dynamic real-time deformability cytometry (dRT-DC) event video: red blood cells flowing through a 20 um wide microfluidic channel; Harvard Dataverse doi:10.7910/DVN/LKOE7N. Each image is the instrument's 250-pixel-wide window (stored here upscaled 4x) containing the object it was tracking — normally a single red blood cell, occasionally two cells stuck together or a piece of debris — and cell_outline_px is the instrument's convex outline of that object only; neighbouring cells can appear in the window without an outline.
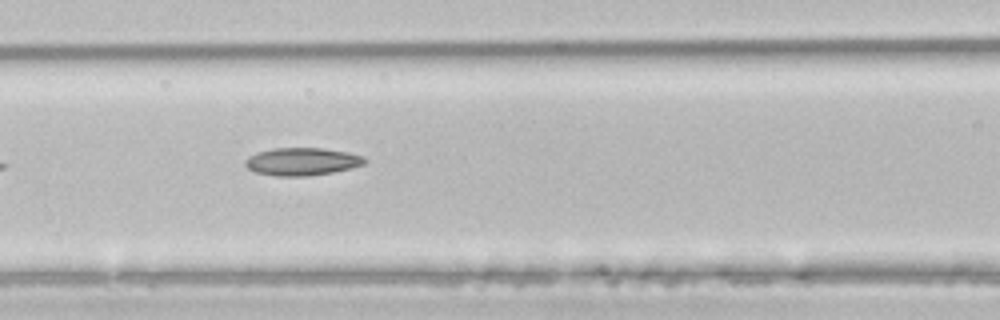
{"species": "common noctule bat (a hibernating species)", "species_latin": "Nyctalus noctula", "temperature_condition": "room temperature", "stored_images_in_passage": 4, "camera_frame_rate_fps": 3000, "um_per_image_px": 0.085, "animal": {"sex": "male", "body_mass_g": 21.5, "forearm_length_mm": 52.0}, "frame": {"image": 1, "passage_image": 4, "time_ms": 1.0, "image_size_px": [1000, 320], "cell_outline_px": [[368, 160], [364, 164], [352, 168], [332, 172], [308, 176], [276, 176], [256, 172], [248, 168], [244, 164], [244, 160], [248, 156], [256, 152], [272, 148], [320, 148], [348, 152], [364, 156]], "centroid_in_image_um": [25.67, 13.73], "position_along_channel_um": 140.9, "area_um2": 19.42}}